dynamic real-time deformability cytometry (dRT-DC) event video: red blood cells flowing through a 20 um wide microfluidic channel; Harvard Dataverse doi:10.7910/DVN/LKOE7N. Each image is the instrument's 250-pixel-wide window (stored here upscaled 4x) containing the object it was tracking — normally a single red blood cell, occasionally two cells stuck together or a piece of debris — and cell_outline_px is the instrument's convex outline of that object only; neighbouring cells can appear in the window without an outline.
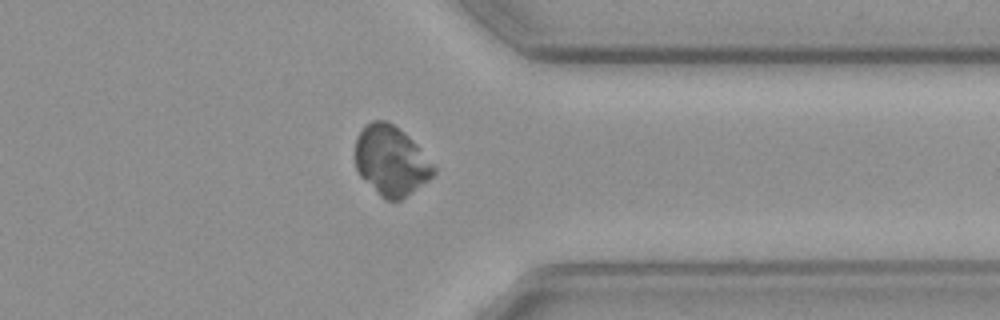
{"species": "common noctule bat (a hibernating species)", "species_latin": "Nyctalus noctula", "temperature_condition": "cold", "stored_images_in_passage": 56, "camera_frame_rate_fps": 3000, "um_per_image_px": 0.085, "animal": {"sex": "female", "body_mass_g": 19.3, "forearm_length_mm": 54.1}, "frame": {"image": 1, "passage_image": 44, "time_ms": 14.333, "image_size_px": [1000, 320], "cell_outline_px": [[436, 172], [428, 180], [400, 200], [384, 200], [360, 176], [356, 168], [356, 136], [372, 120], [388, 120], [400, 128], [416, 144], [436, 168]], "centroid_in_image_um": [33.23, 13.65], "position_along_channel_um": 378.2, "area_um2": 31.62}}
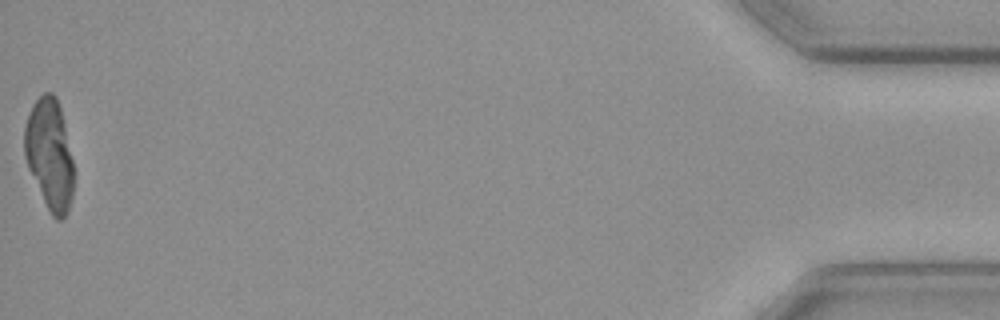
{"frame": {"image": 2, "passage_image": 56, "time_ms": 18.333, "image_size_px": [1000, 320], "cell_outline_px": [[72, 196], [68, 212], [60, 220], [56, 220], [52, 216], [28, 168], [24, 156], [24, 128], [32, 104], [44, 92], [52, 92], [56, 96], [60, 108], [64, 124], [72, 160]], "centroid_in_image_um": [4.19, 13.1], "position_along_channel_um": 431.0, "area_um2": 31.27}}